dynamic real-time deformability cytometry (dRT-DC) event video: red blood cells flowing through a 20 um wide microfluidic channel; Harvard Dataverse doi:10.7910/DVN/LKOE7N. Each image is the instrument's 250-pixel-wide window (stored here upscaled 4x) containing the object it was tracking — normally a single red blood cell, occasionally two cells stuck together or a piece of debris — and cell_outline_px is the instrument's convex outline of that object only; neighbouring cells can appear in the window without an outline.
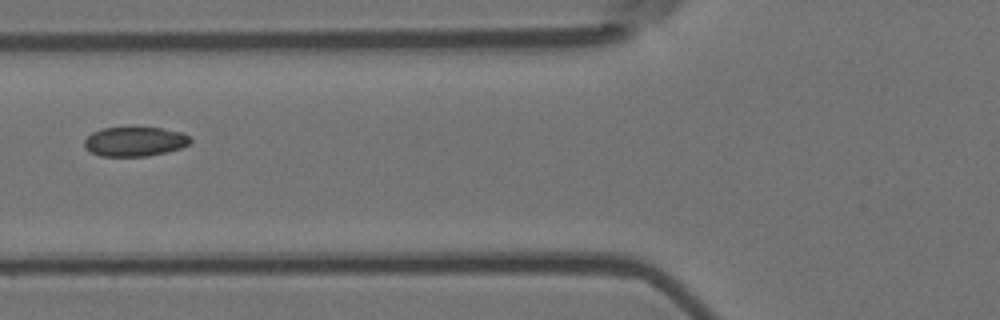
{"species": "Egyptian fruit bat (a non-hibernating species)", "species_latin": "Rousettus aegyptiacus", "temperature_condition": "room temperature", "stored_images_in_passage": 2, "camera_frame_rate_fps": 3000, "um_per_image_px": 0.085, "animal": {"sex": "female"}, "frame": {"image": 1, "passage_image": 2, "time_ms": 0.333, "image_size_px": [1000, 320], "cell_outline_px": [[192, 140], [188, 144], [180, 148], [148, 156], [100, 156], [84, 148], [84, 140], [92, 132], [100, 128], [132, 124], [136, 124], [184, 132]], "centroid_in_image_um": [11.42, 11.97], "position_along_channel_um": 114.4, "area_um2": 19.02}}